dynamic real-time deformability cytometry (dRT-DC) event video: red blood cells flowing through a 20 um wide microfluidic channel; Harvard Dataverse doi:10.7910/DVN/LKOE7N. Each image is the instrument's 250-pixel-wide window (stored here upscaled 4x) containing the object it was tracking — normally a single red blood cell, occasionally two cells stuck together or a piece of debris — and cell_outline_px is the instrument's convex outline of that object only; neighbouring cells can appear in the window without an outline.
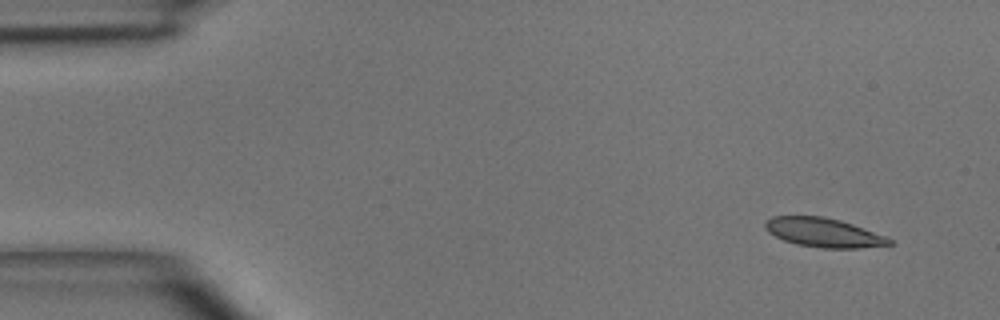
{"species": "common noctule bat (a hibernating species)", "species_latin": "Nyctalus noctula", "temperature_condition": "room temperature", "stored_images_in_passage": 4, "camera_frame_rate_fps": 3000, "um_per_image_px": 0.085, "animal": {"sex": "male", "body_mass_g": 15.6}, "frame": {"image": 1, "passage_image": 1, "time_ms": 0.0, "image_size_px": [1000, 320], "cell_outline_px": [[892, 244], [860, 248], [824, 248], [796, 244], [784, 240], [768, 232], [764, 224], [772, 216], [824, 216], [840, 220], [852, 224], [884, 236], [892, 240]], "centroid_in_image_um": [69.98, 19.76], "position_along_channel_um": 15.0, "area_um2": 20.75}}
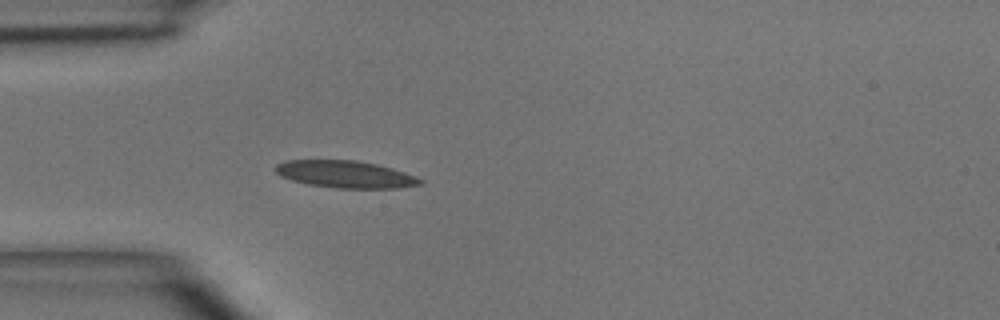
{"frame": {"image": 2, "passage_image": 4, "time_ms": 3.333, "image_size_px": [1000, 320], "cell_outline_px": [[424, 184], [400, 188], [336, 188], [308, 184], [292, 180], [280, 176], [276, 172], [276, 164], [284, 160], [356, 160], [376, 164], [392, 168], [416, 176], [424, 180]], "centroid_in_image_um": [29.38, 14.81], "position_along_channel_um": 55.6, "area_um2": 23.0}}